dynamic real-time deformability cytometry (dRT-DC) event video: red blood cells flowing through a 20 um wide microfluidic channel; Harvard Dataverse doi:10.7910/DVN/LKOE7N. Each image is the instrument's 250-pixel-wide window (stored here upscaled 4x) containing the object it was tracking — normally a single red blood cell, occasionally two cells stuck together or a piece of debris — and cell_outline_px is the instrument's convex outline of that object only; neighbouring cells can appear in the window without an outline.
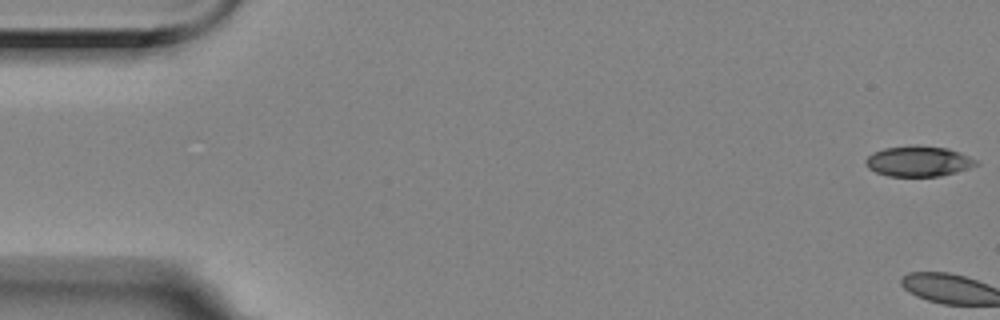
{"species": "Egyptian fruit bat (a non-hibernating species)", "species_latin": "Rousettus aegyptiacus", "temperature_condition": "room temperature", "stored_images_in_passage": 3, "camera_frame_rate_fps": 3000, "um_per_image_px": 0.085, "animal": {"sex": "female"}, "frame": {"image": 1, "passage_image": 1, "time_ms": 0.0, "image_size_px": [1000, 320], "cell_outline_px": [[980, 164], [956, 172], [940, 176], [888, 176], [876, 172], [868, 168], [864, 164], [864, 160], [872, 152], [884, 148], [912, 144], [916, 144], [948, 148], [960, 152], [976, 160]], "centroid_in_image_um": [78.04, 13.69], "position_along_channel_um": 7.0, "area_um2": 19.88}}